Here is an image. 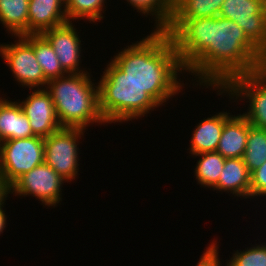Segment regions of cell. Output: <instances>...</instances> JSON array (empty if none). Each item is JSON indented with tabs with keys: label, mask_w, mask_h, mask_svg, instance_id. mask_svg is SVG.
Here are the masks:
<instances>
[{
	"label": "cell",
	"mask_w": 266,
	"mask_h": 266,
	"mask_svg": "<svg viewBox=\"0 0 266 266\" xmlns=\"http://www.w3.org/2000/svg\"><path fill=\"white\" fill-rule=\"evenodd\" d=\"M266 196V161L250 173V199Z\"/></svg>",
	"instance_id": "484cf974"
},
{
	"label": "cell",
	"mask_w": 266,
	"mask_h": 266,
	"mask_svg": "<svg viewBox=\"0 0 266 266\" xmlns=\"http://www.w3.org/2000/svg\"><path fill=\"white\" fill-rule=\"evenodd\" d=\"M261 2H262L263 6H264L265 9H266V0H261Z\"/></svg>",
	"instance_id": "f546056e"
},
{
	"label": "cell",
	"mask_w": 266,
	"mask_h": 266,
	"mask_svg": "<svg viewBox=\"0 0 266 266\" xmlns=\"http://www.w3.org/2000/svg\"><path fill=\"white\" fill-rule=\"evenodd\" d=\"M224 0H173L171 19L217 17Z\"/></svg>",
	"instance_id": "44dd1931"
},
{
	"label": "cell",
	"mask_w": 266,
	"mask_h": 266,
	"mask_svg": "<svg viewBox=\"0 0 266 266\" xmlns=\"http://www.w3.org/2000/svg\"><path fill=\"white\" fill-rule=\"evenodd\" d=\"M217 95L234 100H247V112L242 113L248 122L266 130V70L263 68L255 73L234 77L224 88H212ZM243 99V100H242ZM249 100V101H248Z\"/></svg>",
	"instance_id": "5b68a950"
},
{
	"label": "cell",
	"mask_w": 266,
	"mask_h": 266,
	"mask_svg": "<svg viewBox=\"0 0 266 266\" xmlns=\"http://www.w3.org/2000/svg\"><path fill=\"white\" fill-rule=\"evenodd\" d=\"M91 72L66 74L48 81L46 90L55 105L62 128H82L93 124L106 125L100 110L98 83H94Z\"/></svg>",
	"instance_id": "3957f363"
},
{
	"label": "cell",
	"mask_w": 266,
	"mask_h": 266,
	"mask_svg": "<svg viewBox=\"0 0 266 266\" xmlns=\"http://www.w3.org/2000/svg\"><path fill=\"white\" fill-rule=\"evenodd\" d=\"M35 136L17 101L0 97V142Z\"/></svg>",
	"instance_id": "e0dca14e"
},
{
	"label": "cell",
	"mask_w": 266,
	"mask_h": 266,
	"mask_svg": "<svg viewBox=\"0 0 266 266\" xmlns=\"http://www.w3.org/2000/svg\"><path fill=\"white\" fill-rule=\"evenodd\" d=\"M227 266H266V243L251 245L245 250H234Z\"/></svg>",
	"instance_id": "d4e9b609"
},
{
	"label": "cell",
	"mask_w": 266,
	"mask_h": 266,
	"mask_svg": "<svg viewBox=\"0 0 266 266\" xmlns=\"http://www.w3.org/2000/svg\"><path fill=\"white\" fill-rule=\"evenodd\" d=\"M98 83L99 110L106 124L140 119L160 105L111 59Z\"/></svg>",
	"instance_id": "277c9868"
},
{
	"label": "cell",
	"mask_w": 266,
	"mask_h": 266,
	"mask_svg": "<svg viewBox=\"0 0 266 266\" xmlns=\"http://www.w3.org/2000/svg\"><path fill=\"white\" fill-rule=\"evenodd\" d=\"M85 132L82 128H61L44 138V162L70 183L80 175L78 145Z\"/></svg>",
	"instance_id": "52a82bcc"
},
{
	"label": "cell",
	"mask_w": 266,
	"mask_h": 266,
	"mask_svg": "<svg viewBox=\"0 0 266 266\" xmlns=\"http://www.w3.org/2000/svg\"><path fill=\"white\" fill-rule=\"evenodd\" d=\"M23 37L33 46L37 62L48 81L68 74L62 68L51 44L42 34H29Z\"/></svg>",
	"instance_id": "d6986e66"
},
{
	"label": "cell",
	"mask_w": 266,
	"mask_h": 266,
	"mask_svg": "<svg viewBox=\"0 0 266 266\" xmlns=\"http://www.w3.org/2000/svg\"><path fill=\"white\" fill-rule=\"evenodd\" d=\"M73 22L48 29L42 35L48 40L54 49L62 68L70 74H82L88 72L81 66L82 43L80 34Z\"/></svg>",
	"instance_id": "7c38bea8"
},
{
	"label": "cell",
	"mask_w": 266,
	"mask_h": 266,
	"mask_svg": "<svg viewBox=\"0 0 266 266\" xmlns=\"http://www.w3.org/2000/svg\"><path fill=\"white\" fill-rule=\"evenodd\" d=\"M29 0H0V24L11 36L28 35Z\"/></svg>",
	"instance_id": "ac0fdd59"
},
{
	"label": "cell",
	"mask_w": 266,
	"mask_h": 266,
	"mask_svg": "<svg viewBox=\"0 0 266 266\" xmlns=\"http://www.w3.org/2000/svg\"><path fill=\"white\" fill-rule=\"evenodd\" d=\"M218 243L213 238V241L211 240L210 244L207 245L208 247H206L195 266H222ZM225 265L227 266V263Z\"/></svg>",
	"instance_id": "4316f807"
},
{
	"label": "cell",
	"mask_w": 266,
	"mask_h": 266,
	"mask_svg": "<svg viewBox=\"0 0 266 266\" xmlns=\"http://www.w3.org/2000/svg\"><path fill=\"white\" fill-rule=\"evenodd\" d=\"M66 1V16L69 22L74 20L79 21L85 19L89 23H97L105 17L103 14L107 7V0H65ZM85 18V19H84Z\"/></svg>",
	"instance_id": "cb8c5ba5"
},
{
	"label": "cell",
	"mask_w": 266,
	"mask_h": 266,
	"mask_svg": "<svg viewBox=\"0 0 266 266\" xmlns=\"http://www.w3.org/2000/svg\"><path fill=\"white\" fill-rule=\"evenodd\" d=\"M64 183L68 182L44 162L24 173L9 188L14 196H33L41 205L55 208L62 201Z\"/></svg>",
	"instance_id": "ba28073f"
},
{
	"label": "cell",
	"mask_w": 266,
	"mask_h": 266,
	"mask_svg": "<svg viewBox=\"0 0 266 266\" xmlns=\"http://www.w3.org/2000/svg\"><path fill=\"white\" fill-rule=\"evenodd\" d=\"M65 0H29L28 35L68 23Z\"/></svg>",
	"instance_id": "4fadbf2b"
},
{
	"label": "cell",
	"mask_w": 266,
	"mask_h": 266,
	"mask_svg": "<svg viewBox=\"0 0 266 266\" xmlns=\"http://www.w3.org/2000/svg\"><path fill=\"white\" fill-rule=\"evenodd\" d=\"M44 138L11 139L0 144V177L10 187L19 177L44 163Z\"/></svg>",
	"instance_id": "8992f818"
},
{
	"label": "cell",
	"mask_w": 266,
	"mask_h": 266,
	"mask_svg": "<svg viewBox=\"0 0 266 266\" xmlns=\"http://www.w3.org/2000/svg\"><path fill=\"white\" fill-rule=\"evenodd\" d=\"M6 200L7 198L0 204V235L5 230L7 224V215L5 213L6 211L5 209H3L5 207Z\"/></svg>",
	"instance_id": "83f0119b"
},
{
	"label": "cell",
	"mask_w": 266,
	"mask_h": 266,
	"mask_svg": "<svg viewBox=\"0 0 266 266\" xmlns=\"http://www.w3.org/2000/svg\"><path fill=\"white\" fill-rule=\"evenodd\" d=\"M10 194V188L9 186L3 181V179L0 177V204L9 197Z\"/></svg>",
	"instance_id": "f1b7e54d"
},
{
	"label": "cell",
	"mask_w": 266,
	"mask_h": 266,
	"mask_svg": "<svg viewBox=\"0 0 266 266\" xmlns=\"http://www.w3.org/2000/svg\"><path fill=\"white\" fill-rule=\"evenodd\" d=\"M14 43H0V56L4 60L15 81L28 89L45 88L48 80L37 62L33 46L23 36H11Z\"/></svg>",
	"instance_id": "9c48e42d"
},
{
	"label": "cell",
	"mask_w": 266,
	"mask_h": 266,
	"mask_svg": "<svg viewBox=\"0 0 266 266\" xmlns=\"http://www.w3.org/2000/svg\"><path fill=\"white\" fill-rule=\"evenodd\" d=\"M232 115L229 111H221L211 117L204 118L195 126L190 138L189 154L196 155L214 152L217 149L225 121Z\"/></svg>",
	"instance_id": "5bb4252c"
},
{
	"label": "cell",
	"mask_w": 266,
	"mask_h": 266,
	"mask_svg": "<svg viewBox=\"0 0 266 266\" xmlns=\"http://www.w3.org/2000/svg\"><path fill=\"white\" fill-rule=\"evenodd\" d=\"M111 60L160 106L179 95L187 84L179 78L186 71L165 30H151L150 35L123 47Z\"/></svg>",
	"instance_id": "7a4b0ae2"
},
{
	"label": "cell",
	"mask_w": 266,
	"mask_h": 266,
	"mask_svg": "<svg viewBox=\"0 0 266 266\" xmlns=\"http://www.w3.org/2000/svg\"><path fill=\"white\" fill-rule=\"evenodd\" d=\"M165 31L197 88H224L234 77L266 65V55L228 18L171 19Z\"/></svg>",
	"instance_id": "6da1fadb"
},
{
	"label": "cell",
	"mask_w": 266,
	"mask_h": 266,
	"mask_svg": "<svg viewBox=\"0 0 266 266\" xmlns=\"http://www.w3.org/2000/svg\"><path fill=\"white\" fill-rule=\"evenodd\" d=\"M143 17H152L154 30H165L173 15V0H126Z\"/></svg>",
	"instance_id": "7402d4cb"
},
{
	"label": "cell",
	"mask_w": 266,
	"mask_h": 266,
	"mask_svg": "<svg viewBox=\"0 0 266 266\" xmlns=\"http://www.w3.org/2000/svg\"><path fill=\"white\" fill-rule=\"evenodd\" d=\"M218 16L236 22L266 55V9L261 0H224Z\"/></svg>",
	"instance_id": "30bf717a"
},
{
	"label": "cell",
	"mask_w": 266,
	"mask_h": 266,
	"mask_svg": "<svg viewBox=\"0 0 266 266\" xmlns=\"http://www.w3.org/2000/svg\"><path fill=\"white\" fill-rule=\"evenodd\" d=\"M193 157H200L194 169V176L200 187L213 188L219 180L220 173L223 169L225 158L219 152H205Z\"/></svg>",
	"instance_id": "ffe728a7"
},
{
	"label": "cell",
	"mask_w": 266,
	"mask_h": 266,
	"mask_svg": "<svg viewBox=\"0 0 266 266\" xmlns=\"http://www.w3.org/2000/svg\"><path fill=\"white\" fill-rule=\"evenodd\" d=\"M248 136V120L241 114L231 115L224 123L216 152L224 158H243Z\"/></svg>",
	"instance_id": "2e32d148"
},
{
	"label": "cell",
	"mask_w": 266,
	"mask_h": 266,
	"mask_svg": "<svg viewBox=\"0 0 266 266\" xmlns=\"http://www.w3.org/2000/svg\"><path fill=\"white\" fill-rule=\"evenodd\" d=\"M30 95L19 104L29 119V124L35 136L46 138L62 127L58 120L55 105L46 88L29 89ZM32 91V92H31Z\"/></svg>",
	"instance_id": "8fae6325"
},
{
	"label": "cell",
	"mask_w": 266,
	"mask_h": 266,
	"mask_svg": "<svg viewBox=\"0 0 266 266\" xmlns=\"http://www.w3.org/2000/svg\"><path fill=\"white\" fill-rule=\"evenodd\" d=\"M230 193L241 199H250V172L244 164L243 158H225L218 183L211 189Z\"/></svg>",
	"instance_id": "9a60e30c"
},
{
	"label": "cell",
	"mask_w": 266,
	"mask_h": 266,
	"mask_svg": "<svg viewBox=\"0 0 266 266\" xmlns=\"http://www.w3.org/2000/svg\"><path fill=\"white\" fill-rule=\"evenodd\" d=\"M243 161L250 173L266 161V130L256 128L249 122Z\"/></svg>",
	"instance_id": "603a6c76"
}]
</instances>
